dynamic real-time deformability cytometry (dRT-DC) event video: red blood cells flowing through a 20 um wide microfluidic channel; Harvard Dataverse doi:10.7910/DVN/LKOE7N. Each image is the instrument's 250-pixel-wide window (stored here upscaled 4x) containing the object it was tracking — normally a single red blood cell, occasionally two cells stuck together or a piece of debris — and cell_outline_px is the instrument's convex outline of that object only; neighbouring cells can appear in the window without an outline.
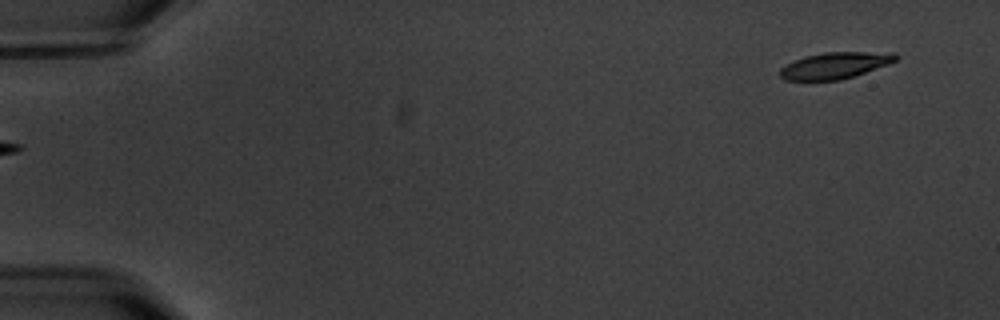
{"species": "common noctule bat (a hibernating species)", "species_latin": "Nyctalus noctula", "temperature_condition": "warm", "stored_images_in_passage": 6, "segment_of_instrument_passage": [2, 2], "camera_frame_rate_fps": 3000, "um_per_image_px": 0.085, "animal": {"sex": "male", "body_mass_g": 20.1, "forearm_length_mm": 53.5}, "frame": {"image": 1, "passage_image": 6, "time_ms": 6.667, "image_size_px": [1000, 320], "cell_outline_px": [[900, 56], [896, 60], [888, 64], [840, 80], [784, 80], [780, 76], [780, 68], [804, 56], [824, 52], [896, 52]], "centroid_in_image_um": [71.0, 5.55], "position_along_channel_um": 14.0, "area_um2": 17.69}}